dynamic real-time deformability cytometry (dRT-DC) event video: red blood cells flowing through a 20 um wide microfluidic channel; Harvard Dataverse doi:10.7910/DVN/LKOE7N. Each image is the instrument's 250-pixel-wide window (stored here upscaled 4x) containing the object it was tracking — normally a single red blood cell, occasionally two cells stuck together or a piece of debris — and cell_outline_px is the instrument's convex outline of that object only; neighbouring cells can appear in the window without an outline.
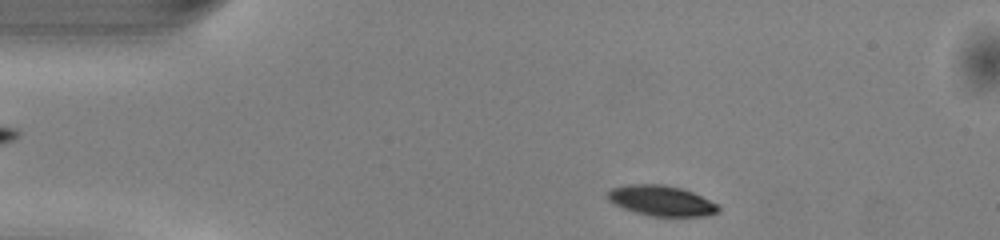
{"species": "common noctule bat (a hibernating species)", "species_latin": "Nyctalus noctula", "temperature_condition": "warm", "stored_images_in_passage": 43, "camera_frame_rate_fps": 3000, "um_per_image_px": 0.085, "animal": {"sex": "male", "body_mass_g": 13.0, "forearm_length_mm": 53.1}, "frame": {"image": 1, "passage_image": 2, "time_ms": 0.333, "image_size_px": [1000, 240], "cell_outline_px": [[720, 208], [716, 212], [704, 216], [652, 216], [636, 212], [624, 208], [608, 200], [608, 192], [612, 188], [628, 184], [664, 184], [680, 188], [692, 192], [716, 204]], "centroid_in_image_um": [56.19, 17.05], "position_along_channel_um": 28.8, "area_um2": 19.19}}
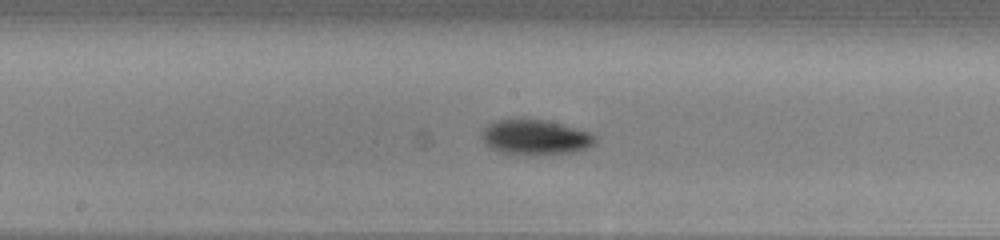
{"frame": {"image": 2, "passage_image": 19, "time_ms": 6.0, "image_size_px": [1000, 240], "cell_outline_px": [[596, 144], [588, 148], [572, 152], [532, 156], [500, 152], [484, 144], [480, 136], [484, 128], [488, 124], [496, 120], [544, 120], [560, 124], [588, 132], [596, 136]], "centroid_in_image_um": [45.49, 11.7], "position_along_channel_um": 202.7, "area_um2": 23.18}}
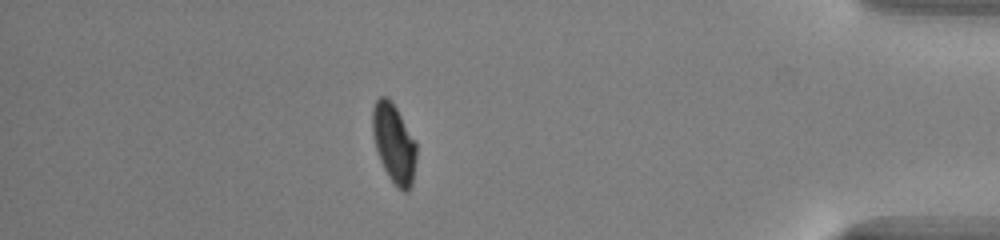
{"frame": {"image": 3, "passage_image": 37, "time_ms": 12.0, "image_size_px": [1000, 240], "cell_outline_px": [[416, 160], [412, 184], [408, 192], [404, 192], [388, 176], [380, 160], [376, 148], [372, 132], [372, 108], [376, 100], [380, 96], [388, 96], [392, 100], [416, 140]], "centroid_in_image_um": [33.49, 12.13], "position_along_channel_um": 401.7, "area_um2": 20.4}, "authors_computed_cell_mechanics": {"area_um2": 21.1548, "velocity_mm_per_s": 4.0754, "shape_relaxation_time_tau1_ms": 1.8615, "shape_relaxation_time_tau2_ms": null, "deformation_change_tau1": 0.1198, "deformation_change_tau2": null}}